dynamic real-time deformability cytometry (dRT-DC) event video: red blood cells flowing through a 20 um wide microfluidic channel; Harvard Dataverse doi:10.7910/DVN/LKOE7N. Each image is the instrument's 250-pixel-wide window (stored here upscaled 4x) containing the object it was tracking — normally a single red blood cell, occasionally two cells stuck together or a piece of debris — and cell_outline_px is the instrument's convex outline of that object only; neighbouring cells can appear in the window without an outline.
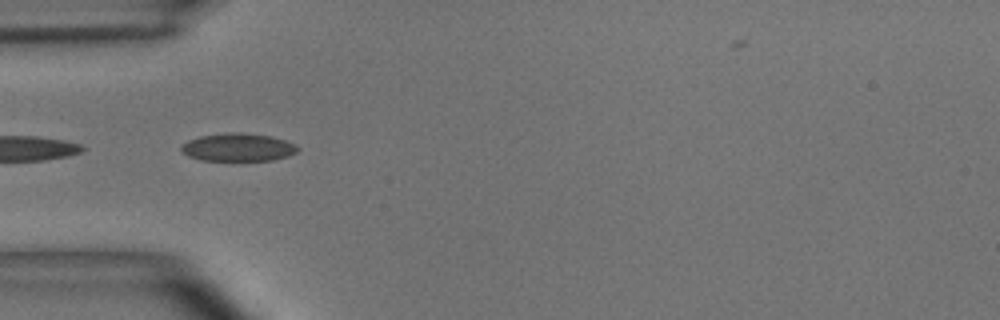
{"species": "common noctule bat (a hibernating species)", "species_latin": "Nyctalus noctula", "temperature_condition": "room temperature", "stored_images_in_passage": 11, "camera_frame_rate_fps": 3000, "um_per_image_px": 0.085, "animal": {"sex": "male", "body_mass_g": 15.6}, "frame": {"image": 1, "passage_image": 5, "time_ms": 1.333, "image_size_px": [1000, 320], "cell_outline_px": [[300, 148], [296, 152], [288, 156], [272, 160], [200, 160], [188, 156], [180, 152], [180, 144], [188, 140], [200, 136], [224, 132], [244, 132], [272, 136], [296, 144]], "centroid_in_image_um": [20.2, 12.5], "position_along_channel_um": 64.8, "area_um2": 19.25}}
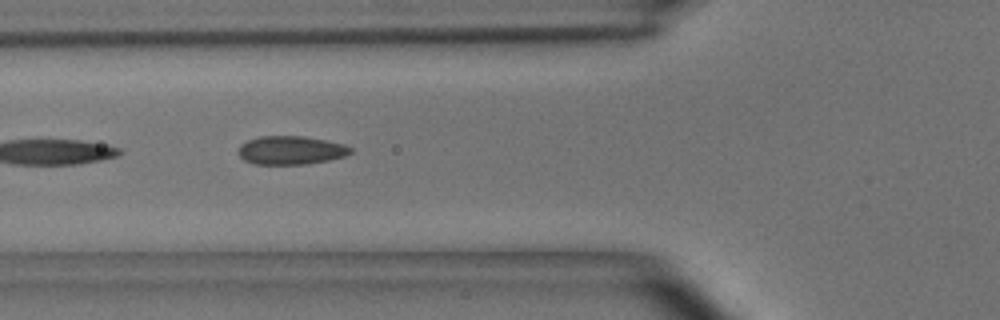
{"frame": {"image": 2, "passage_image": 8, "time_ms": 2.333, "image_size_px": [1000, 320], "cell_outline_px": [[352, 152], [344, 156], [328, 160], [304, 164], [256, 164], [244, 160], [236, 152], [240, 144], [248, 140], [260, 136], [304, 136], [344, 144], [352, 148]], "centroid_in_image_um": [24.69, 12.76], "position_along_channel_um": 101.1, "area_um2": 18.61}}